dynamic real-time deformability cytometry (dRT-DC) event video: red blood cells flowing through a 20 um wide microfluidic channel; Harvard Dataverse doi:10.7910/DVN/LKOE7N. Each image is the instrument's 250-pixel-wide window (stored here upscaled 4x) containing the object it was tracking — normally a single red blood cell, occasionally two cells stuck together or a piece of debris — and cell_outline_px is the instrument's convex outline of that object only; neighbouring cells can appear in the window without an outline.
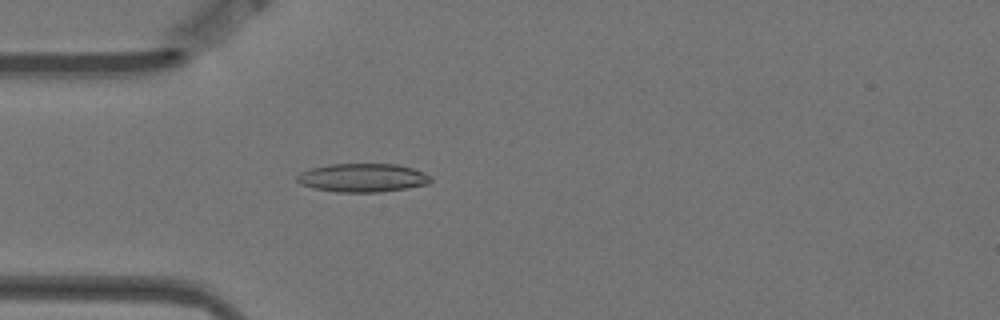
{"species": "Egyptian fruit bat (a non-hibernating species)", "species_latin": "Rousettus aegyptiacus", "temperature_condition": "warm", "stored_images_in_passage": 5, "camera_frame_rate_fps": 3000, "um_per_image_px": 0.085, "animal": {"sex": "female"}, "frame": {"image": 1, "passage_image": 5, "time_ms": 1.333, "image_size_px": [1000, 320], "cell_outline_px": [[432, 180], [428, 184], [408, 188], [380, 192], [336, 192], [312, 188], [300, 184], [296, 180], [296, 176], [300, 172], [312, 168], [328, 164], [396, 164], [412, 168], [432, 176]], "centroid_in_image_um": [30.81, 15.11], "position_along_channel_um": 54.2, "area_um2": 22.37}}